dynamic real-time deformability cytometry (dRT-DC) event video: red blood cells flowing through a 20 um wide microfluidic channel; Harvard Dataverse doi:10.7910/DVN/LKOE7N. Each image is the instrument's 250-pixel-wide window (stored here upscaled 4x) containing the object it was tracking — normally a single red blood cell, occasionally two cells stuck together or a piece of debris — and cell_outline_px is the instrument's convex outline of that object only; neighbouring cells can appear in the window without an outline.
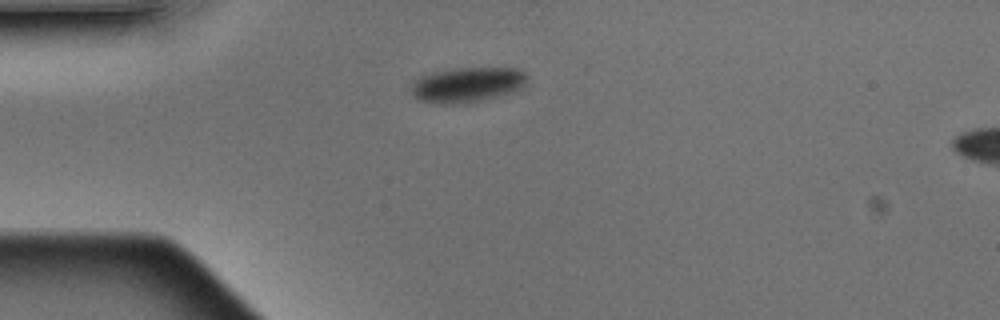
{"species": "Egyptian fruit bat (a non-hibernating species)", "species_latin": "Rousettus aegyptiacus", "temperature_condition": "warm", "stored_images_in_passage": 5, "camera_frame_rate_fps": 3000, "um_per_image_px": 0.085, "animal": {"sex": "male"}, "frame": {"image": 1, "passage_image": 2, "time_ms": 0.333, "image_size_px": [1000, 320], "cell_outline_px": [[524, 84], [520, 88], [512, 92], [500, 96], [484, 100], [464, 104], [436, 104], [416, 100], [412, 96], [412, 84], [420, 76], [436, 72], [460, 68], [516, 68], [524, 72]], "centroid_in_image_um": [39.67, 7.23], "position_along_channel_um": 45.3, "area_um2": 23.64}}